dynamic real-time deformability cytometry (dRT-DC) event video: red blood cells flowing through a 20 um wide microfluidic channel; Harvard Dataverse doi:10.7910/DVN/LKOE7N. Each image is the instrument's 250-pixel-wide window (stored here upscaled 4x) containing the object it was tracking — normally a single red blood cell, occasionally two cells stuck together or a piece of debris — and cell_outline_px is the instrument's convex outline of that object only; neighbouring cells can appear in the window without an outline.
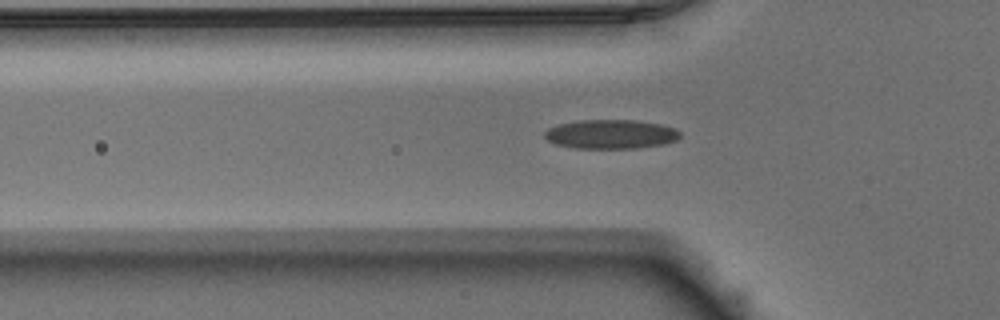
{"species": "Egyptian fruit bat (a non-hibernating species)", "species_latin": "Rousettus aegyptiacus", "temperature_condition": "warm", "stored_images_in_passage": 37, "camera_frame_rate_fps": 3000, "um_per_image_px": 0.085, "animal": {"sex": "male"}, "frame": {"image": 1, "passage_image": 6, "time_ms": 1.667, "image_size_px": [1000, 320], "cell_outline_px": [[680, 136], [676, 140], [664, 144], [636, 148], [576, 148], [556, 144], [548, 140], [544, 136], [544, 132], [548, 128], [556, 124], [576, 120], [636, 120], [660, 124], [676, 128], [680, 132]], "centroid_in_image_um": [51.91, 11.39], "position_along_channel_um": 73.9, "area_um2": 23.12}}
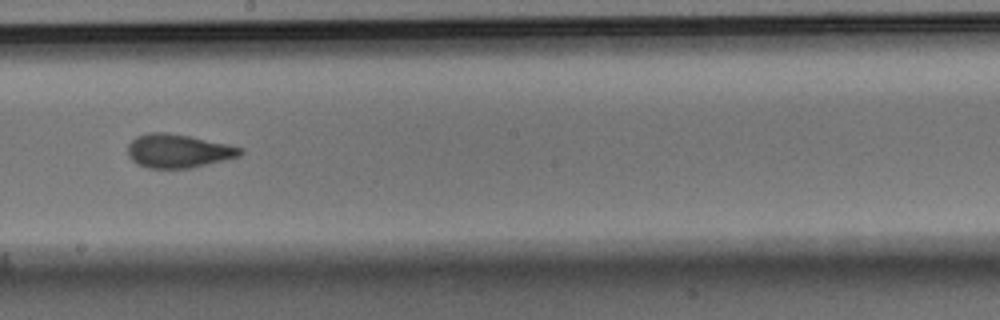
{"frame": {"image": 2, "passage_image": 18, "time_ms": 5.667, "image_size_px": [1000, 320], "cell_outline_px": [[244, 152], [240, 156], [192, 168], [148, 168], [136, 164], [128, 156], [128, 144], [136, 136], [152, 132], [168, 132], [228, 144], [244, 148]], "centroid_in_image_um": [15.15, 12.83], "position_along_channel_um": 233.0, "area_um2": 22.14}}
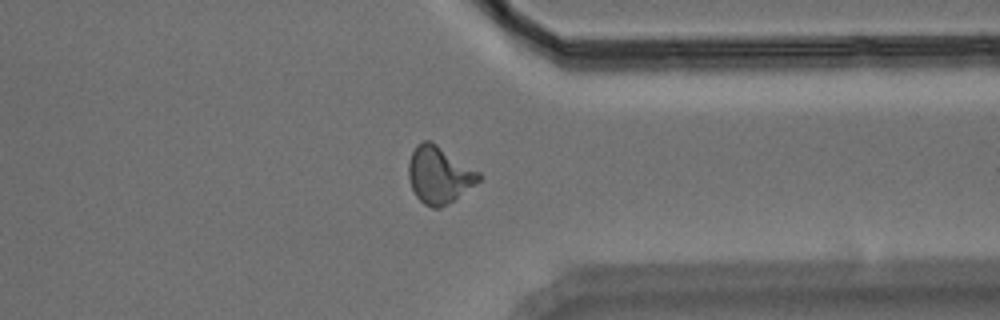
{"frame": {"image": 3, "passage_image": 29, "time_ms": 9.333, "image_size_px": [1000, 320], "cell_outline_px": [[484, 176], [480, 180], [448, 204], [440, 208], [432, 208], [424, 204], [416, 196], [412, 188], [408, 176], [408, 160], [416, 144], [424, 140], [428, 140], [436, 144], [480, 172]], "centroid_in_image_um": [37.31, 14.86], "position_along_channel_um": 374.1, "area_um2": 23.24}}